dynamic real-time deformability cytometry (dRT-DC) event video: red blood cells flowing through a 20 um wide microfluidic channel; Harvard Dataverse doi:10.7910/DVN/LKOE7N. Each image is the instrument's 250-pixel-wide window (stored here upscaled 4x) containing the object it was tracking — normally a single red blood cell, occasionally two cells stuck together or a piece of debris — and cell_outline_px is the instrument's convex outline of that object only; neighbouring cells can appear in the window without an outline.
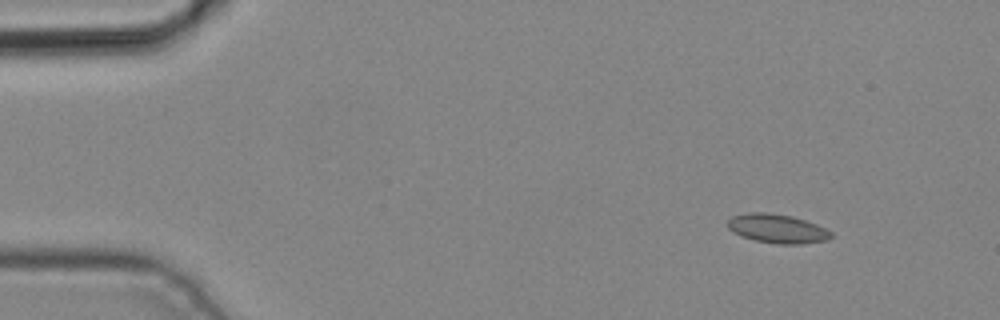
{"species": "common noctule bat (a hibernating species)", "species_latin": "Nyctalus noctula", "temperature_condition": "cold", "stored_images_in_passage": 2, "camera_frame_rate_fps": 3000, "um_per_image_px": 0.085, "animal": {"sex": "male", "body_mass_g": 19.2, "forearm_length_mm": 51.8}, "frame": {"image": 1, "passage_image": 1, "time_ms": 0.0, "image_size_px": [1000, 320], "cell_outline_px": [[832, 236], [828, 240], [804, 244], [776, 244], [752, 240], [740, 236], [732, 232], [728, 228], [728, 220], [732, 216], [748, 212], [764, 212], [792, 216], [816, 224], [832, 232]], "centroid_in_image_um": [66.04, 19.44], "position_along_channel_um": 19.0, "area_um2": 17.63}}